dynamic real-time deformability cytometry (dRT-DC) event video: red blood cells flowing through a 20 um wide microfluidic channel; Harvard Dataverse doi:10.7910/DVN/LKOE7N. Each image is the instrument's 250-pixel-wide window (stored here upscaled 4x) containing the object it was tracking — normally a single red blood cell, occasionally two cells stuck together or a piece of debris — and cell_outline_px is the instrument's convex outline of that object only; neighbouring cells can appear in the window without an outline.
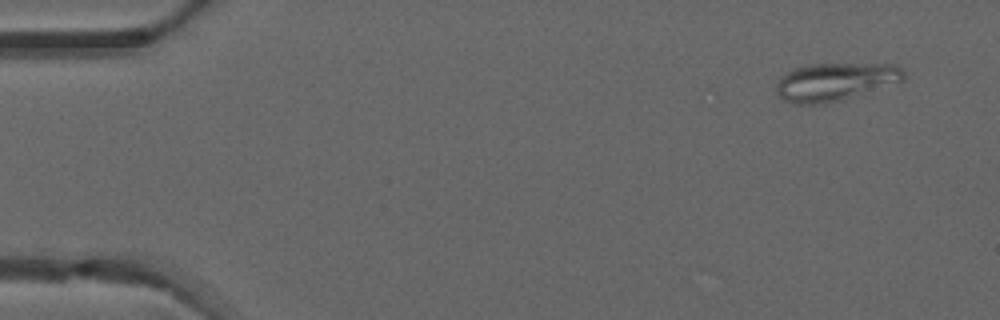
{"species": "common noctule bat (a hibernating species)", "species_latin": "Nyctalus noctula", "temperature_condition": "warm", "stored_images_in_passage": 3, "camera_frame_rate_fps": 3000, "um_per_image_px": 0.085, "animal": {"sex": "male", "forearm_length_mm": 52.5}, "frame": {"image": 1, "passage_image": 1, "time_ms": 0.0, "image_size_px": [1000, 320], "cell_outline_px": [[904, 80], [900, 84], [840, 100], [824, 104], [792, 104], [784, 100], [776, 92], [776, 80], [780, 76], [804, 64], [896, 64], [904, 72]], "centroid_in_image_um": [71.02, 6.96], "position_along_channel_um": 14.0, "area_um2": 28.67}}